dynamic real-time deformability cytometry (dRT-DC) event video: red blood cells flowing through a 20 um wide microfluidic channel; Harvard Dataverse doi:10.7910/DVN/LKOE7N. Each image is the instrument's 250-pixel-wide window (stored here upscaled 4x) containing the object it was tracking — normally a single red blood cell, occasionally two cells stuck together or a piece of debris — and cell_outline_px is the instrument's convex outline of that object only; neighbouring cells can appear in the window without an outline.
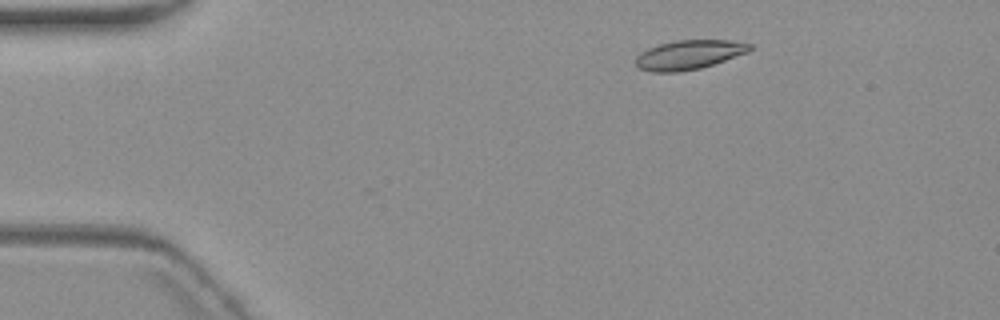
{"species": "common noctule bat (a hibernating species)", "species_latin": "Nyctalus noctula", "temperature_condition": "warm", "stored_images_in_passage": 5, "camera_frame_rate_fps": 3000, "um_per_image_px": 0.085, "animal": {"sex": "female", "body_mass_g": 19.3, "forearm_length_mm": 54.1}, "frame": {"image": 1, "passage_image": 2, "time_ms": 1.0, "image_size_px": [1000, 320], "cell_outline_px": [[752, 48], [748, 52], [700, 68], [676, 72], [652, 72], [636, 68], [636, 56], [640, 52], [648, 48], [660, 44], [676, 40], [728, 40], [752, 44]], "centroid_in_image_um": [58.52, 4.65], "position_along_channel_um": 26.5, "area_um2": 19.36}}
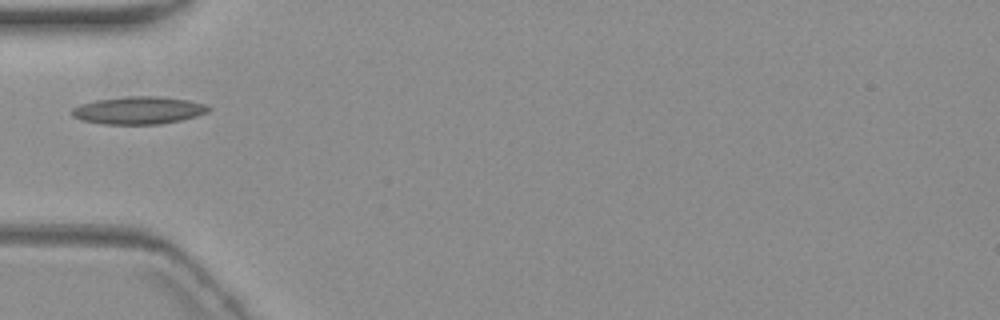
{"frame": {"image": 2, "passage_image": 4, "time_ms": 4.333, "image_size_px": [1000, 320], "cell_outline_px": [[212, 108], [208, 112], [196, 116], [180, 120], [160, 124], [104, 124], [80, 120], [72, 116], [72, 108], [80, 104], [96, 100], [128, 96], [160, 96], [188, 100], [204, 104]], "centroid_in_image_um": [11.77, 9.38], "position_along_channel_um": 73.2, "area_um2": 21.96}}